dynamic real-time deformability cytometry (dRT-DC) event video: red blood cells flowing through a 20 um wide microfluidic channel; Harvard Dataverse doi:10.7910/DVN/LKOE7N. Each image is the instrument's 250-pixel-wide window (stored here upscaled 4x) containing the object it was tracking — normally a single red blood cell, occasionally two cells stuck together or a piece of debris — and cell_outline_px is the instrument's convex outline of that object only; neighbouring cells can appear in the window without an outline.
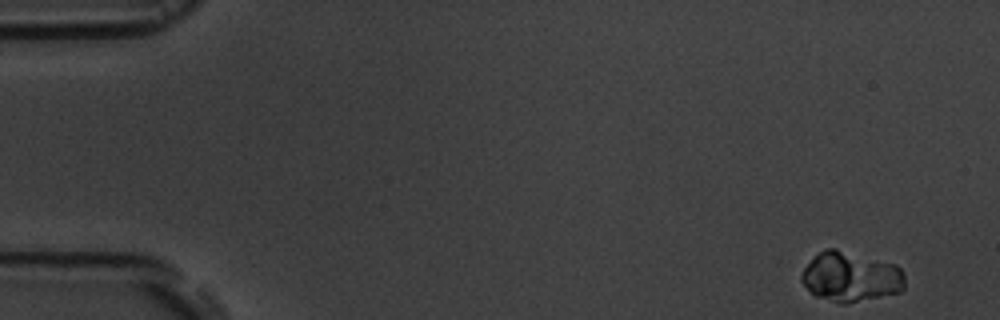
{"species": "common noctule bat (a hibernating species)", "species_latin": "Nyctalus noctula", "temperature_condition": "room temperature", "stored_images_in_passage": 6, "segment_of_instrument_passage": [1, 2], "camera_frame_rate_fps": 3000, "um_per_image_px": 0.085, "animal": {"sex": "male", "body_mass_g": 19.5, "forearm_length_mm": 54.6}, "frame": {"image": 1, "passage_image": 1, "time_ms": 0.0, "image_size_px": [1000, 320], "cell_outline_px": [[904, 288], [900, 292], [844, 304], [840, 304], [816, 296], [800, 280], [800, 276], [804, 268], [820, 252], [828, 248], [836, 248], [896, 264], [900, 268], [904, 276]], "centroid_in_image_um": [72.32, 23.53], "position_along_channel_um": 12.7, "area_um2": 29.82}}